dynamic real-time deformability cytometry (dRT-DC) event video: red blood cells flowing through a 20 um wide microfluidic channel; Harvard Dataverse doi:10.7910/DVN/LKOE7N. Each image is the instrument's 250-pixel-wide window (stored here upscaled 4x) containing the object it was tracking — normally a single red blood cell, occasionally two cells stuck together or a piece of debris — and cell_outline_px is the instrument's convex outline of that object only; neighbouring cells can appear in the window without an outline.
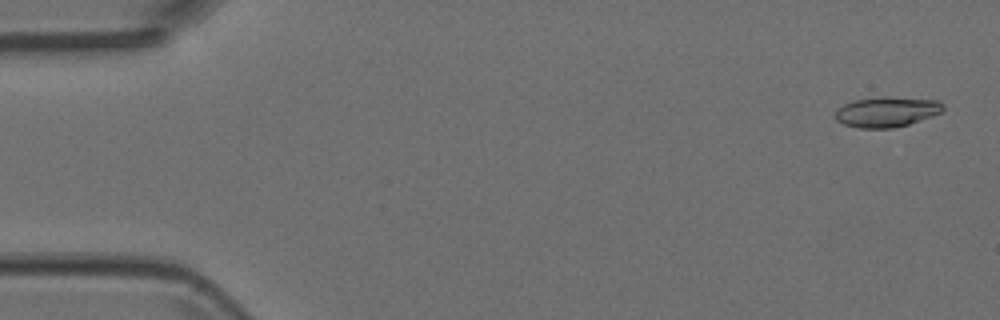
{"species": "Egyptian fruit bat (a non-hibernating species)", "species_latin": "Rousettus aegyptiacus", "temperature_condition": "room temperature", "stored_images_in_passage": 7, "camera_frame_rate_fps": 3000, "um_per_image_px": 0.085, "animal": {"sex": "female"}, "frame": {"image": 1, "passage_image": 1, "time_ms": 0.0, "image_size_px": [1000, 320], "cell_outline_px": [[944, 108], [940, 112], [932, 116], [908, 124], [892, 128], [860, 128], [844, 124], [836, 120], [836, 108], [844, 104], [856, 100], [880, 96], [888, 96], [936, 100], [944, 104]], "centroid_in_image_um": [75.36, 9.5], "position_along_channel_um": 9.6, "area_um2": 18.96}}
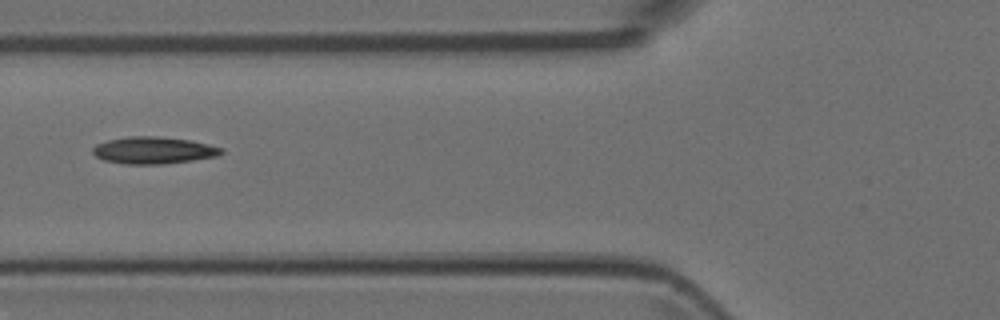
{"frame": {"image": 2, "passage_image": 6, "time_ms": 1.667, "image_size_px": [1000, 320], "cell_outline_px": [[224, 152], [216, 156], [192, 160], [160, 164], [124, 164], [104, 160], [96, 156], [92, 152], [92, 148], [96, 144], [108, 140], [128, 136], [156, 136], [188, 140], [224, 148]], "centroid_in_image_um": [13.01, 12.77], "position_along_channel_um": 112.8, "area_um2": 20.06}}
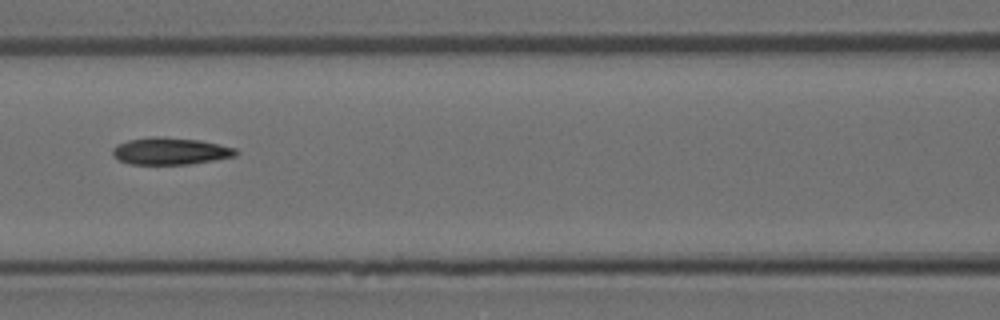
{"frame": {"image": 3, "passage_image": 7, "time_ms": 2.0, "image_size_px": [1000, 320], "cell_outline_px": [[240, 152], [236, 156], [216, 160], [188, 164], [128, 164], [112, 156], [112, 148], [116, 144], [128, 140], [152, 136], [156, 136], [200, 140], [220, 144], [236, 148]], "centroid_in_image_um": [14.49, 12.84], "position_along_channel_um": 152.1, "area_um2": 19.65}}